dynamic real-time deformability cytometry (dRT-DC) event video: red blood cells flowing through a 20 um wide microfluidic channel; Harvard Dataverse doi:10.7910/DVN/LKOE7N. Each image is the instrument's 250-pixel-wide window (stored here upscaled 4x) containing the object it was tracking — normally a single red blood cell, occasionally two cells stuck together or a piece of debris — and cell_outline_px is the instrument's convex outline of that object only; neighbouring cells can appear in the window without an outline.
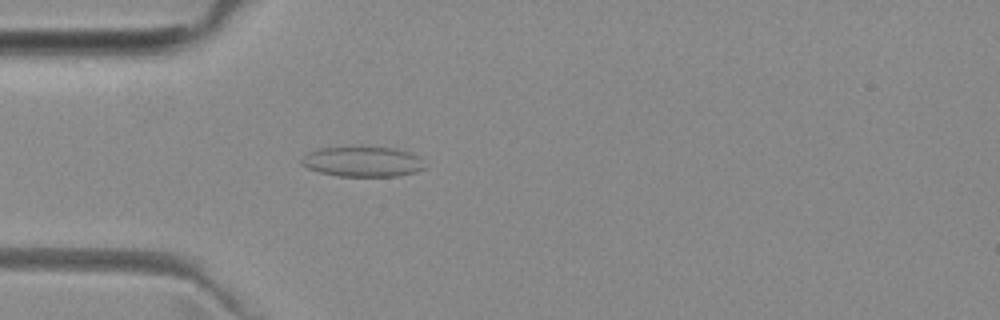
{"species": "common noctule bat (a hibernating species)", "species_latin": "Nyctalus noctula", "temperature_condition": "room temperature", "stored_images_in_passage": 4, "camera_frame_rate_fps": 3000, "um_per_image_px": 0.085, "animal": {"sex": "female", "body_mass_g": 29.2, "forearm_length_mm": 56.3}, "frame": {"image": 1, "passage_image": 4, "time_ms": 3.333, "image_size_px": [1000, 320], "cell_outline_px": [[424, 168], [416, 172], [396, 176], [340, 176], [320, 172], [308, 168], [300, 164], [300, 160], [308, 152], [320, 148], [392, 148], [408, 152], [416, 156]], "centroid_in_image_um": [30.76, 13.76], "position_along_channel_um": 54.2, "area_um2": 21.04}}